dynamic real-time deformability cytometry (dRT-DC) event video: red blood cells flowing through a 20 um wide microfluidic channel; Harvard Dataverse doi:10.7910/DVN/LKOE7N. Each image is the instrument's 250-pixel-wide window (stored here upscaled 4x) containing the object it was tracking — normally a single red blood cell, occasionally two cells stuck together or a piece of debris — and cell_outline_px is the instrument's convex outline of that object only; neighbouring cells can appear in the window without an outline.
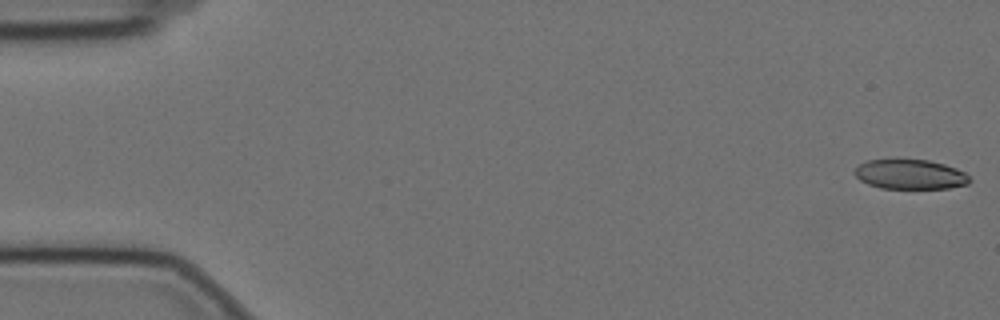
{"species": "Egyptian fruit bat (a non-hibernating species)", "species_latin": "Rousettus aegyptiacus", "temperature_condition": "cold", "stored_images_in_passage": 58, "camera_frame_rate_fps": 3000, "um_per_image_px": 0.085, "animal": {"sex": "female"}, "frame": {"image": 1, "passage_image": 1, "time_ms": 0.0, "image_size_px": [1000, 320], "cell_outline_px": [[972, 180], [968, 184], [948, 188], [880, 188], [868, 184], [860, 180], [852, 172], [864, 160], [896, 156], [900, 156], [928, 160], [944, 164], [956, 168], [964, 172]], "centroid_in_image_um": [77.3, 14.76], "position_along_channel_um": 7.7, "area_um2": 20.81}}
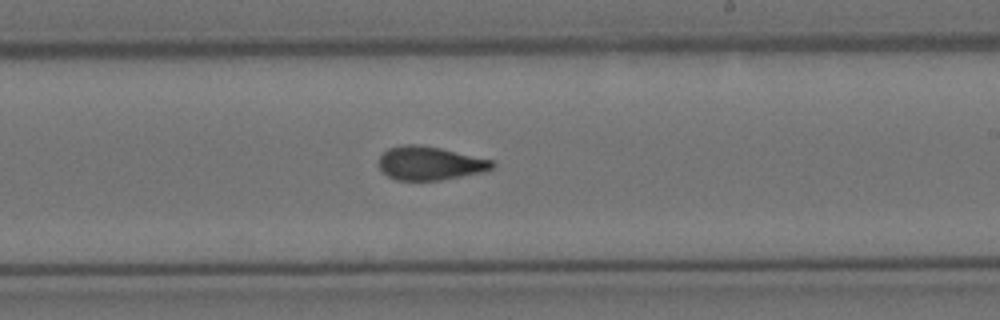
{"frame": {"image": 2, "passage_image": 34, "time_ms": 11.0, "image_size_px": [1000, 320], "cell_outline_px": [[496, 164], [492, 168], [484, 172], [440, 180], [396, 180], [388, 176], [376, 164], [380, 156], [388, 148], [404, 144], [420, 144], [440, 148], [496, 160]], "centroid_in_image_um": [36.56, 13.87], "position_along_channel_um": 252.4, "area_um2": 22.48}}
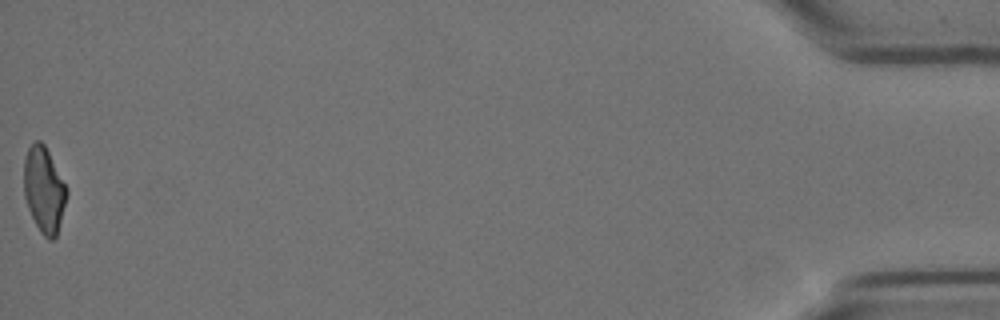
{"frame": {"image": 3, "passage_image": 58, "time_ms": 19.0, "image_size_px": [1000, 320], "cell_outline_px": [[68, 196], [56, 236], [52, 240], [48, 240], [40, 232], [28, 208], [24, 196], [24, 156], [28, 148], [36, 140], [40, 140], [44, 144], [68, 188]], "centroid_in_image_um": [3.75, 16.12], "position_along_channel_um": 431.5, "area_um2": 21.44}, "authors_computed_cell_mechanics": {"area_um2": 22.2241, "velocity_mm_per_s": 3.4873, "shape_relaxation_time_tau1_ms": 7.5508, "shape_relaxation_time_tau2_ms": 2.1722, "deformation_change_tau1": 0.1807, "deformation_change_tau2": 0.0783}}